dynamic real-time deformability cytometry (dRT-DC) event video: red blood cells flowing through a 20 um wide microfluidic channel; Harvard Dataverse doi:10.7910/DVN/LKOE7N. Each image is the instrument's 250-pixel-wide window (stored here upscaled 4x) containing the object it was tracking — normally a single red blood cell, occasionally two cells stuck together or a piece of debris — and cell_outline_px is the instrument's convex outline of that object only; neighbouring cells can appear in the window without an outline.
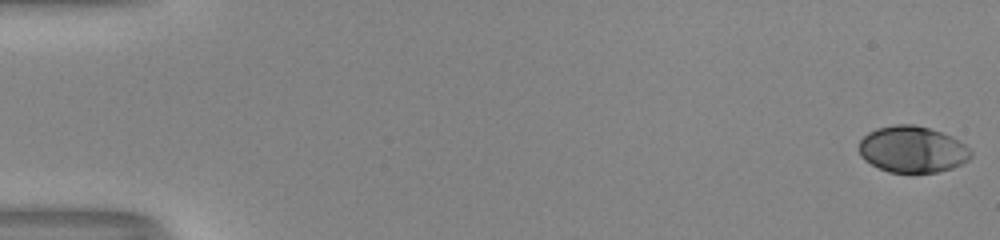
{"species": "human", "species_latin": "Homo sapiens", "temperature_condition": "room temperature", "stored_images_in_passage": 53, "camera_frame_rate_fps": 3000, "um_per_image_px": 0.085, "donor": {"sex": "male"}, "frame": {"image": 1, "passage_image": 1, "time_ms": 0.0, "image_size_px": [1000, 240], "cell_outline_px": [[972, 156], [968, 160], [952, 168], [936, 172], [888, 172], [864, 160], [860, 156], [860, 140], [868, 132], [876, 128], [896, 124], [912, 124], [928, 128], [952, 136], [964, 144], [972, 152]], "centroid_in_image_um": [77.55, 12.69], "position_along_channel_um": 7.5, "area_um2": 30.11}}
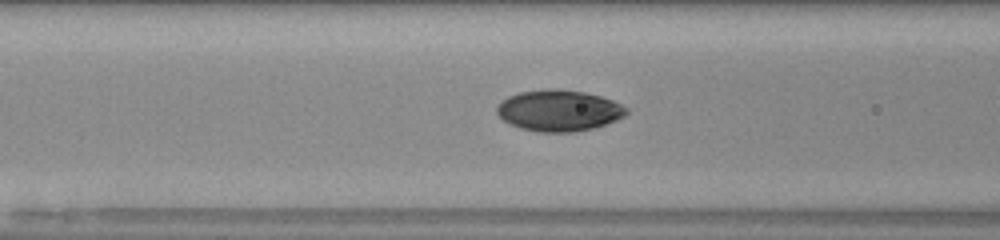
{"frame": {"image": 2, "passage_image": 23, "time_ms": 7.333, "image_size_px": [1000, 240], "cell_outline_px": [[628, 112], [624, 116], [616, 120], [592, 128], [576, 132], [540, 132], [520, 128], [504, 120], [496, 112], [496, 108], [500, 100], [508, 96], [520, 92], [544, 88], [556, 88], [584, 92], [600, 96], [612, 100], [628, 108]], "centroid_in_image_um": [47.48, 9.38], "position_along_channel_um": 119.1, "area_um2": 31.15}}
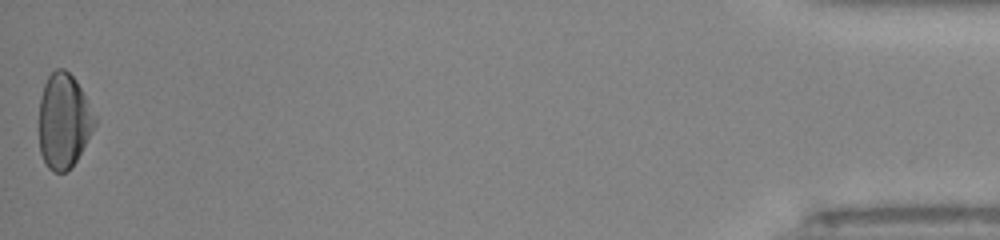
{"frame": {"image": 3, "passage_image": 53, "time_ms": 17.333, "image_size_px": [1000, 240], "cell_outline_px": [[96, 124], [76, 160], [64, 172], [52, 172], [48, 168], [40, 152], [40, 96], [44, 84], [48, 76], [56, 68], [64, 68], [76, 80], [96, 120]], "centroid_in_image_um": [5.39, 10.27], "position_along_channel_um": 429.8, "area_um2": 30.11}, "authors_computed_cell_mechanics": {"area_um2": 30.5184, "velocity_mm_per_s": 4.0613, "shape_relaxation_time_tau1_ms": 4.6597, "shape_relaxation_time_tau2_ms": 1.2829, "deformation_change_tau1": 0.1769, "deformation_change_tau2": 0.0319}}